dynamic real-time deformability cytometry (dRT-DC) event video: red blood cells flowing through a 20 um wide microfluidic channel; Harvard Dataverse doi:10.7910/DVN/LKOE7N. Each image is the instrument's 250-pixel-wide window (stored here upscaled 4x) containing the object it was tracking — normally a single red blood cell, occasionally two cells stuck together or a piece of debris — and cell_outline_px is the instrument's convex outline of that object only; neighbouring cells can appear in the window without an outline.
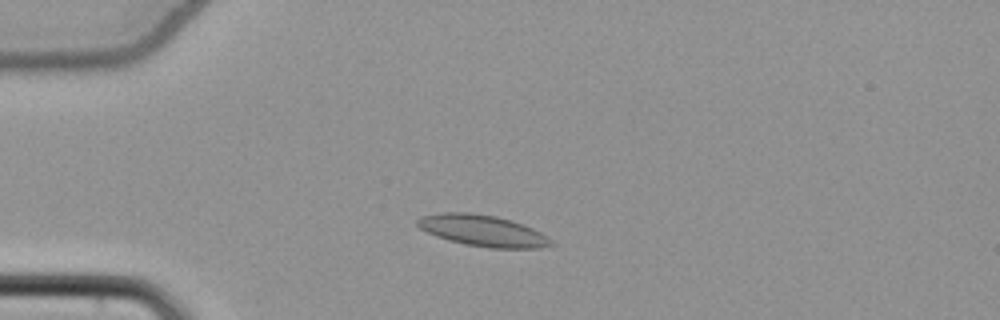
{"species": "common noctule bat (a hibernating species)", "species_latin": "Nyctalus noctula", "temperature_condition": "cold", "stored_images_in_passage": 51, "camera_frame_rate_fps": 3000, "um_per_image_px": 0.085, "animal": {"sex": "female", "body_mass_g": 22.7, "forearm_length_mm": 54.2}, "frame": {"image": 1, "passage_image": 11, "time_ms": 3.333, "image_size_px": [1000, 320], "cell_outline_px": [[556, 244], [544, 248], [488, 248], [464, 244], [448, 240], [436, 236], [420, 228], [416, 224], [416, 220], [420, 216], [444, 212], [472, 212], [496, 216], [512, 220], [524, 224], [548, 236]], "centroid_in_image_um": [41.06, 19.61], "position_along_channel_um": 43.9, "area_um2": 24.68}}
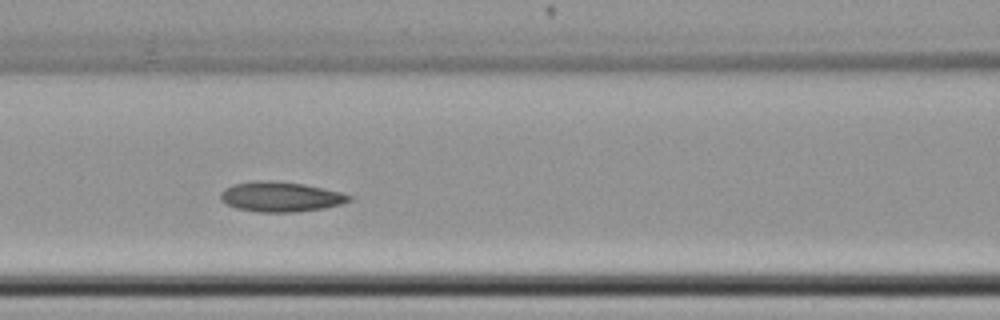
{"frame": {"image": 2, "passage_image": 21, "time_ms": 6.667, "image_size_px": [1000, 320], "cell_outline_px": [[352, 200], [340, 204], [324, 208], [296, 212], [256, 212], [236, 208], [220, 200], [220, 192], [224, 188], [232, 184], [256, 180], [268, 180], [304, 184], [324, 188], [340, 192], [352, 196]], "centroid_in_image_um": [23.82, 16.72], "position_along_channel_um": 142.8, "area_um2": 22.6}}
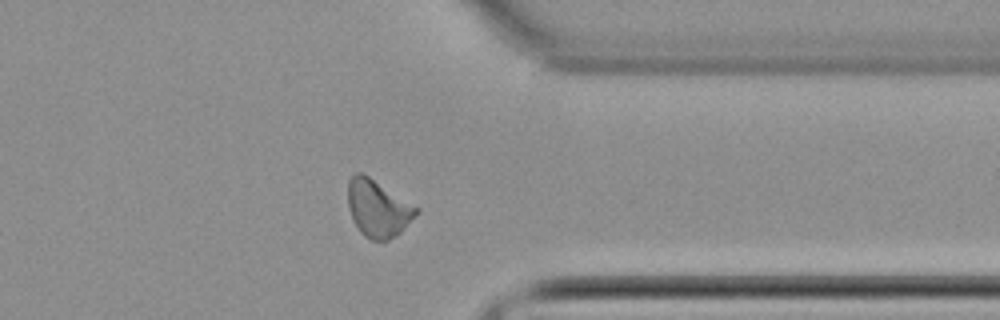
{"frame": {"image": 3, "passage_image": 40, "time_ms": 13.0, "image_size_px": [1000, 320], "cell_outline_px": [[420, 212], [400, 232], [388, 240], [372, 240], [364, 236], [360, 232], [352, 220], [348, 208], [348, 180], [356, 172], [360, 172], [368, 176], [420, 208]], "centroid_in_image_um": [32.12, 17.72], "position_along_channel_um": 379.3, "area_um2": 22.72}, "authors_computed_cell_mechanics": {"area_um2": 22.3686, "velocity_mm_per_s": 3.815, "shape_relaxation_time_tau1_ms": 5.2863, "shape_relaxation_time_tau2_ms": 4.6884, "deformation_change_tau1": 0.0945, "deformation_change_tau2": 0.0835}}